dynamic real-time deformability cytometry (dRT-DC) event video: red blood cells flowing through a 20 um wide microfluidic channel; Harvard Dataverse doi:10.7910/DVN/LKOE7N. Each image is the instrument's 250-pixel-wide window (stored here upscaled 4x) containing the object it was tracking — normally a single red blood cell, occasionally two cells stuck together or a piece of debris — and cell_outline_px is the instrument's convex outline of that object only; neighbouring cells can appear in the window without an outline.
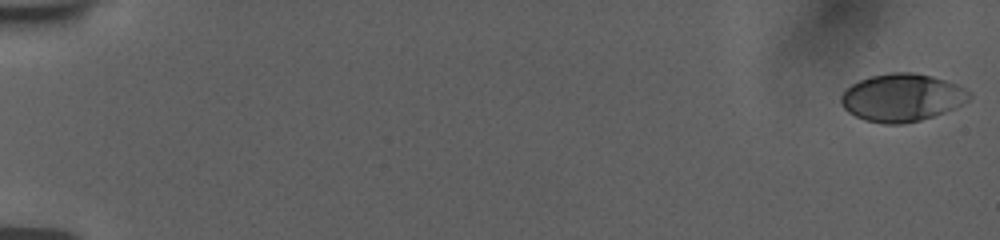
{"species": "human", "species_latin": "Homo sapiens", "temperature_condition": "room temperature", "stored_images_in_passage": 56, "camera_frame_rate_fps": 3000, "um_per_image_px": 0.085, "donor": {"sex": "female"}, "frame": {"image": 1, "passage_image": 1, "time_ms": 0.0, "image_size_px": [1000, 240], "cell_outline_px": [[972, 96], [964, 104], [944, 112], [920, 120], [904, 124], [884, 124], [864, 120], [848, 112], [844, 108], [840, 100], [840, 96], [852, 84], [860, 80], [872, 76], [892, 72], [912, 72], [932, 76], [956, 84], [972, 92]], "centroid_in_image_um": [76.68, 8.3], "position_along_channel_um": 8.3, "area_um2": 35.6}}
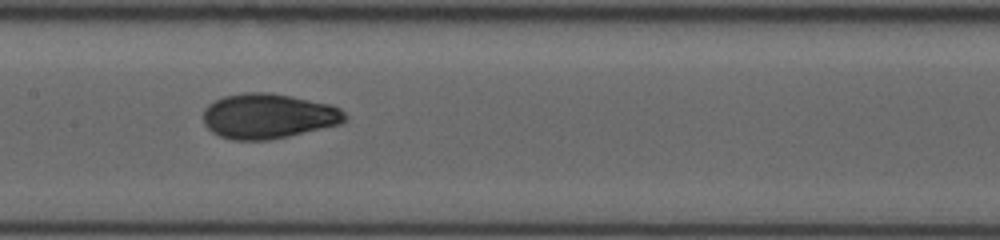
{"frame": {"image": 2, "passage_image": 30, "time_ms": 9.667, "image_size_px": [1000, 240], "cell_outline_px": [[348, 120], [344, 124], [288, 136], [268, 140], [232, 140], [220, 136], [212, 132], [204, 124], [204, 108], [208, 104], [224, 96], [244, 92], [272, 92], [332, 104], [340, 108], [348, 116]], "centroid_in_image_um": [22.86, 9.86], "position_along_channel_um": 184.5, "area_um2": 37.69}}
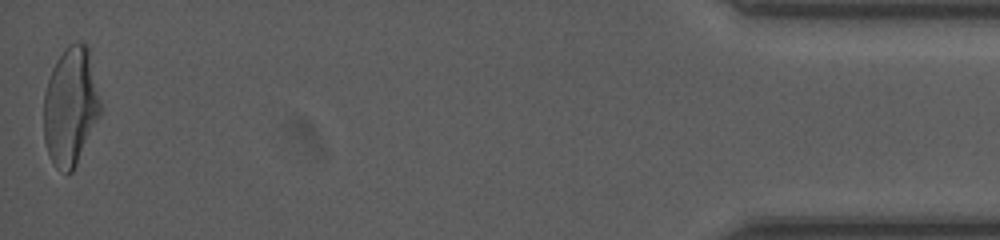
{"frame": {"image": 3, "passage_image": 56, "time_ms": 18.333, "image_size_px": [1000, 240], "cell_outline_px": [[100, 116], [72, 172], [68, 172], [56, 168], [52, 164], [44, 140], [44, 92], [52, 68], [56, 60], [64, 48], [68, 44], [76, 40], [80, 40], [88, 48], [100, 100]], "centroid_in_image_um": [5.98, 9.02], "position_along_channel_um": 429.2, "area_um2": 38.96}, "authors_computed_cell_mechanics": {"area_um2": 36.4429, "velocity_mm_per_s": 3.7611, "shape_relaxation_time_tau1_ms": 9.7521, "shape_relaxation_time_tau2_ms": 1.2348, "deformation_change_tau1": 0.2723, "deformation_change_tau2": 0.0615}}